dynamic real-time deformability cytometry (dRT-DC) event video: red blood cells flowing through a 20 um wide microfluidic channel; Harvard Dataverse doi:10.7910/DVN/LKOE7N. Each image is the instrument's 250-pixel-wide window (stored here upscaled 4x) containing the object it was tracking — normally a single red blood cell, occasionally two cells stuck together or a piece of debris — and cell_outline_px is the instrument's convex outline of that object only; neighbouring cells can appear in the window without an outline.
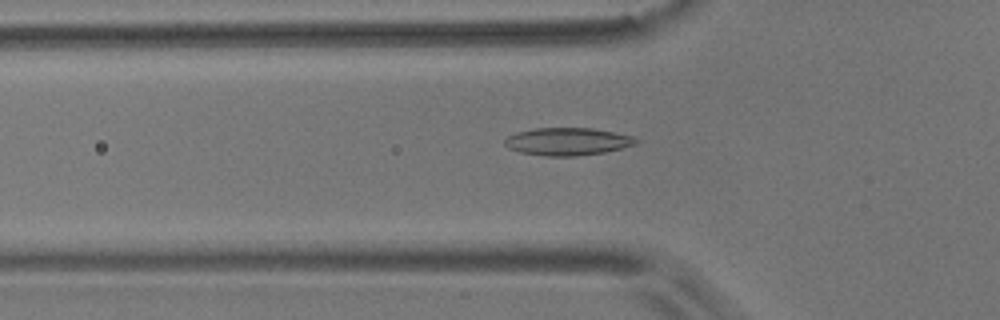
{"species": "common noctule bat (a hibernating species)", "species_latin": "Nyctalus noctula", "temperature_condition": "room temperature", "stored_images_in_passage": 56, "camera_frame_rate_fps": 3000, "um_per_image_px": 0.085, "animal": {"sex": "male", "body_mass_g": 17.9}, "frame": {"image": 1, "passage_image": 18, "time_ms": 5.667, "image_size_px": [1000, 320], "cell_outline_px": [[640, 140], [636, 144], [604, 152], [576, 156], [544, 156], [520, 152], [508, 148], [504, 144], [504, 140], [508, 136], [516, 132], [536, 128], [592, 128], [632, 136]], "centroid_in_image_um": [48.21, 12.03], "position_along_channel_um": 77.6, "area_um2": 21.04}}
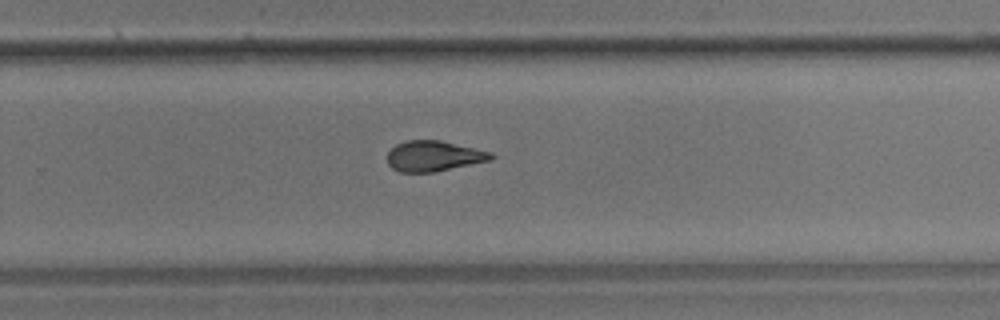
{"frame": {"image": 2, "passage_image": 36, "time_ms": 11.667, "image_size_px": [1000, 320], "cell_outline_px": [[496, 156], [492, 160], [436, 172], [400, 172], [392, 168], [388, 164], [388, 152], [396, 144], [408, 140], [440, 140], [492, 152]], "centroid_in_image_um": [36.9, 13.27], "position_along_channel_um": 292.9, "area_um2": 18.55}}
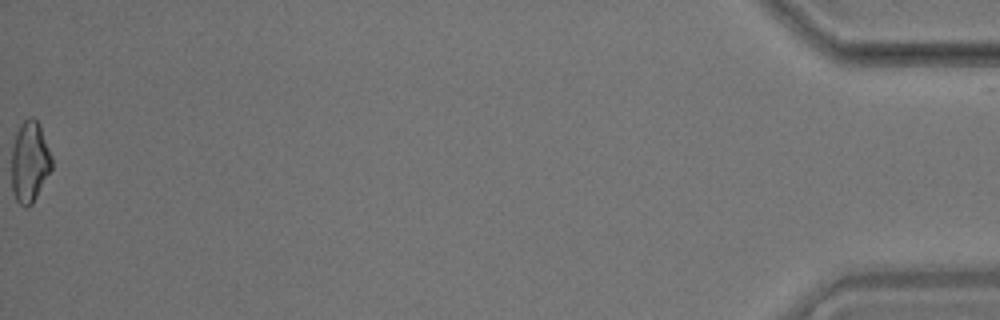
{"frame": {"image": 3, "passage_image": 56, "time_ms": 18.333, "image_size_px": [1000, 320], "cell_outline_px": [[52, 168], [32, 204], [28, 208], [24, 208], [16, 200], [12, 192], [12, 148], [16, 132], [20, 124], [28, 116], [32, 116], [36, 120], [40, 128], [52, 156]], "centroid_in_image_um": [2.51, 13.77], "position_along_channel_um": 432.7, "area_um2": 18.96}, "authors_computed_cell_mechanics": {"area_um2": 19.1607, "velocity_mm_per_s": 3.5799, "shape_relaxation_time_tau1_ms": 7.02, "shape_relaxation_time_tau2_ms": 2.7594, "deformation_change_tau1": 0.1613, "deformation_change_tau2": 0.098}}